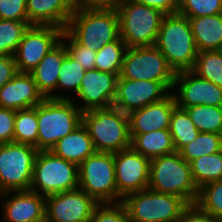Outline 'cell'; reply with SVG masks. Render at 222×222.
Masks as SVG:
<instances>
[{
  "label": "cell",
  "instance_id": "44",
  "mask_svg": "<svg viewBox=\"0 0 222 222\" xmlns=\"http://www.w3.org/2000/svg\"><path fill=\"white\" fill-rule=\"evenodd\" d=\"M138 3L148 7L156 8L165 15L178 13L180 0H135Z\"/></svg>",
  "mask_w": 222,
  "mask_h": 222
},
{
  "label": "cell",
  "instance_id": "1",
  "mask_svg": "<svg viewBox=\"0 0 222 222\" xmlns=\"http://www.w3.org/2000/svg\"><path fill=\"white\" fill-rule=\"evenodd\" d=\"M96 152L117 153L130 148L129 116L115 106L82 113Z\"/></svg>",
  "mask_w": 222,
  "mask_h": 222
},
{
  "label": "cell",
  "instance_id": "41",
  "mask_svg": "<svg viewBox=\"0 0 222 222\" xmlns=\"http://www.w3.org/2000/svg\"><path fill=\"white\" fill-rule=\"evenodd\" d=\"M177 222H218V220L202 211L196 204H189Z\"/></svg>",
  "mask_w": 222,
  "mask_h": 222
},
{
  "label": "cell",
  "instance_id": "29",
  "mask_svg": "<svg viewBox=\"0 0 222 222\" xmlns=\"http://www.w3.org/2000/svg\"><path fill=\"white\" fill-rule=\"evenodd\" d=\"M169 132L177 152L199 134L187 111L177 106L172 111Z\"/></svg>",
  "mask_w": 222,
  "mask_h": 222
},
{
  "label": "cell",
  "instance_id": "13",
  "mask_svg": "<svg viewBox=\"0 0 222 222\" xmlns=\"http://www.w3.org/2000/svg\"><path fill=\"white\" fill-rule=\"evenodd\" d=\"M99 203L77 188L45 197V217L49 222H89Z\"/></svg>",
  "mask_w": 222,
  "mask_h": 222
},
{
  "label": "cell",
  "instance_id": "17",
  "mask_svg": "<svg viewBox=\"0 0 222 222\" xmlns=\"http://www.w3.org/2000/svg\"><path fill=\"white\" fill-rule=\"evenodd\" d=\"M170 93L162 82L118 78L113 106L129 114L133 110L163 100Z\"/></svg>",
  "mask_w": 222,
  "mask_h": 222
},
{
  "label": "cell",
  "instance_id": "25",
  "mask_svg": "<svg viewBox=\"0 0 222 222\" xmlns=\"http://www.w3.org/2000/svg\"><path fill=\"white\" fill-rule=\"evenodd\" d=\"M130 137V147L149 160L176 152L169 129L130 134Z\"/></svg>",
  "mask_w": 222,
  "mask_h": 222
},
{
  "label": "cell",
  "instance_id": "33",
  "mask_svg": "<svg viewBox=\"0 0 222 222\" xmlns=\"http://www.w3.org/2000/svg\"><path fill=\"white\" fill-rule=\"evenodd\" d=\"M220 151H222V143L219 134L199 132L195 139L183 146L178 152L185 161L190 163L203 155Z\"/></svg>",
  "mask_w": 222,
  "mask_h": 222
},
{
  "label": "cell",
  "instance_id": "15",
  "mask_svg": "<svg viewBox=\"0 0 222 222\" xmlns=\"http://www.w3.org/2000/svg\"><path fill=\"white\" fill-rule=\"evenodd\" d=\"M171 93L182 109L196 105L222 107V88L191 70L176 72Z\"/></svg>",
  "mask_w": 222,
  "mask_h": 222
},
{
  "label": "cell",
  "instance_id": "27",
  "mask_svg": "<svg viewBox=\"0 0 222 222\" xmlns=\"http://www.w3.org/2000/svg\"><path fill=\"white\" fill-rule=\"evenodd\" d=\"M190 166L198 189L209 182L222 180V151L196 158Z\"/></svg>",
  "mask_w": 222,
  "mask_h": 222
},
{
  "label": "cell",
  "instance_id": "36",
  "mask_svg": "<svg viewBox=\"0 0 222 222\" xmlns=\"http://www.w3.org/2000/svg\"><path fill=\"white\" fill-rule=\"evenodd\" d=\"M178 14L188 18L222 14V0H180Z\"/></svg>",
  "mask_w": 222,
  "mask_h": 222
},
{
  "label": "cell",
  "instance_id": "31",
  "mask_svg": "<svg viewBox=\"0 0 222 222\" xmlns=\"http://www.w3.org/2000/svg\"><path fill=\"white\" fill-rule=\"evenodd\" d=\"M191 71L222 88V54L219 50L198 52Z\"/></svg>",
  "mask_w": 222,
  "mask_h": 222
},
{
  "label": "cell",
  "instance_id": "42",
  "mask_svg": "<svg viewBox=\"0 0 222 222\" xmlns=\"http://www.w3.org/2000/svg\"><path fill=\"white\" fill-rule=\"evenodd\" d=\"M18 73L13 55L0 56V88Z\"/></svg>",
  "mask_w": 222,
  "mask_h": 222
},
{
  "label": "cell",
  "instance_id": "23",
  "mask_svg": "<svg viewBox=\"0 0 222 222\" xmlns=\"http://www.w3.org/2000/svg\"><path fill=\"white\" fill-rule=\"evenodd\" d=\"M50 151L77 166L96 152L88 129L83 123L61 138Z\"/></svg>",
  "mask_w": 222,
  "mask_h": 222
},
{
  "label": "cell",
  "instance_id": "3",
  "mask_svg": "<svg viewBox=\"0 0 222 222\" xmlns=\"http://www.w3.org/2000/svg\"><path fill=\"white\" fill-rule=\"evenodd\" d=\"M148 188L181 197L188 205L195 204L199 193L192 178L190 163L177 151L150 160Z\"/></svg>",
  "mask_w": 222,
  "mask_h": 222
},
{
  "label": "cell",
  "instance_id": "46",
  "mask_svg": "<svg viewBox=\"0 0 222 222\" xmlns=\"http://www.w3.org/2000/svg\"><path fill=\"white\" fill-rule=\"evenodd\" d=\"M220 139H221V143H222V129H221V132H220Z\"/></svg>",
  "mask_w": 222,
  "mask_h": 222
},
{
  "label": "cell",
  "instance_id": "14",
  "mask_svg": "<svg viewBox=\"0 0 222 222\" xmlns=\"http://www.w3.org/2000/svg\"><path fill=\"white\" fill-rule=\"evenodd\" d=\"M118 78L98 69L86 70L78 93L71 100L82 112L113 106Z\"/></svg>",
  "mask_w": 222,
  "mask_h": 222
},
{
  "label": "cell",
  "instance_id": "39",
  "mask_svg": "<svg viewBox=\"0 0 222 222\" xmlns=\"http://www.w3.org/2000/svg\"><path fill=\"white\" fill-rule=\"evenodd\" d=\"M0 19L29 22L27 0H0Z\"/></svg>",
  "mask_w": 222,
  "mask_h": 222
},
{
  "label": "cell",
  "instance_id": "30",
  "mask_svg": "<svg viewBox=\"0 0 222 222\" xmlns=\"http://www.w3.org/2000/svg\"><path fill=\"white\" fill-rule=\"evenodd\" d=\"M185 110L199 132L220 134L222 129V107L196 105Z\"/></svg>",
  "mask_w": 222,
  "mask_h": 222
},
{
  "label": "cell",
  "instance_id": "5",
  "mask_svg": "<svg viewBox=\"0 0 222 222\" xmlns=\"http://www.w3.org/2000/svg\"><path fill=\"white\" fill-rule=\"evenodd\" d=\"M66 30L81 44L97 52L120 37L116 10L76 7Z\"/></svg>",
  "mask_w": 222,
  "mask_h": 222
},
{
  "label": "cell",
  "instance_id": "18",
  "mask_svg": "<svg viewBox=\"0 0 222 222\" xmlns=\"http://www.w3.org/2000/svg\"><path fill=\"white\" fill-rule=\"evenodd\" d=\"M1 222H34L45 216V197L27 191L0 193Z\"/></svg>",
  "mask_w": 222,
  "mask_h": 222
},
{
  "label": "cell",
  "instance_id": "38",
  "mask_svg": "<svg viewBox=\"0 0 222 222\" xmlns=\"http://www.w3.org/2000/svg\"><path fill=\"white\" fill-rule=\"evenodd\" d=\"M89 222H129L126 208L122 202L99 203Z\"/></svg>",
  "mask_w": 222,
  "mask_h": 222
},
{
  "label": "cell",
  "instance_id": "37",
  "mask_svg": "<svg viewBox=\"0 0 222 222\" xmlns=\"http://www.w3.org/2000/svg\"><path fill=\"white\" fill-rule=\"evenodd\" d=\"M61 41L65 44L67 53L85 70L95 69V51L81 45L66 29L63 30Z\"/></svg>",
  "mask_w": 222,
  "mask_h": 222
},
{
  "label": "cell",
  "instance_id": "21",
  "mask_svg": "<svg viewBox=\"0 0 222 222\" xmlns=\"http://www.w3.org/2000/svg\"><path fill=\"white\" fill-rule=\"evenodd\" d=\"M76 8V0H27L31 25H51L66 29Z\"/></svg>",
  "mask_w": 222,
  "mask_h": 222
},
{
  "label": "cell",
  "instance_id": "12",
  "mask_svg": "<svg viewBox=\"0 0 222 222\" xmlns=\"http://www.w3.org/2000/svg\"><path fill=\"white\" fill-rule=\"evenodd\" d=\"M63 30L51 25H30L14 54L18 72L30 73L61 41Z\"/></svg>",
  "mask_w": 222,
  "mask_h": 222
},
{
  "label": "cell",
  "instance_id": "9",
  "mask_svg": "<svg viewBox=\"0 0 222 222\" xmlns=\"http://www.w3.org/2000/svg\"><path fill=\"white\" fill-rule=\"evenodd\" d=\"M79 188L98 203L122 202L115 179L113 153L95 152L78 166Z\"/></svg>",
  "mask_w": 222,
  "mask_h": 222
},
{
  "label": "cell",
  "instance_id": "32",
  "mask_svg": "<svg viewBox=\"0 0 222 222\" xmlns=\"http://www.w3.org/2000/svg\"><path fill=\"white\" fill-rule=\"evenodd\" d=\"M126 44L119 37L96 52L95 69L120 75Z\"/></svg>",
  "mask_w": 222,
  "mask_h": 222
},
{
  "label": "cell",
  "instance_id": "20",
  "mask_svg": "<svg viewBox=\"0 0 222 222\" xmlns=\"http://www.w3.org/2000/svg\"><path fill=\"white\" fill-rule=\"evenodd\" d=\"M172 93L163 100L131 111L129 116L130 134H144L169 129L172 111L176 107Z\"/></svg>",
  "mask_w": 222,
  "mask_h": 222
},
{
  "label": "cell",
  "instance_id": "19",
  "mask_svg": "<svg viewBox=\"0 0 222 222\" xmlns=\"http://www.w3.org/2000/svg\"><path fill=\"white\" fill-rule=\"evenodd\" d=\"M45 97L30 73H17L0 88V107L21 110L35 107Z\"/></svg>",
  "mask_w": 222,
  "mask_h": 222
},
{
  "label": "cell",
  "instance_id": "22",
  "mask_svg": "<svg viewBox=\"0 0 222 222\" xmlns=\"http://www.w3.org/2000/svg\"><path fill=\"white\" fill-rule=\"evenodd\" d=\"M66 53V46L60 41L30 72L34 82L37 84L38 90L45 98L56 99V85L59 77L58 73Z\"/></svg>",
  "mask_w": 222,
  "mask_h": 222
},
{
  "label": "cell",
  "instance_id": "40",
  "mask_svg": "<svg viewBox=\"0 0 222 222\" xmlns=\"http://www.w3.org/2000/svg\"><path fill=\"white\" fill-rule=\"evenodd\" d=\"M16 110L0 107V144L13 142Z\"/></svg>",
  "mask_w": 222,
  "mask_h": 222
},
{
  "label": "cell",
  "instance_id": "24",
  "mask_svg": "<svg viewBox=\"0 0 222 222\" xmlns=\"http://www.w3.org/2000/svg\"><path fill=\"white\" fill-rule=\"evenodd\" d=\"M188 19L198 52L222 47V14Z\"/></svg>",
  "mask_w": 222,
  "mask_h": 222
},
{
  "label": "cell",
  "instance_id": "43",
  "mask_svg": "<svg viewBox=\"0 0 222 222\" xmlns=\"http://www.w3.org/2000/svg\"><path fill=\"white\" fill-rule=\"evenodd\" d=\"M125 0H76V7L84 9L117 10Z\"/></svg>",
  "mask_w": 222,
  "mask_h": 222
},
{
  "label": "cell",
  "instance_id": "28",
  "mask_svg": "<svg viewBox=\"0 0 222 222\" xmlns=\"http://www.w3.org/2000/svg\"><path fill=\"white\" fill-rule=\"evenodd\" d=\"M37 138V105L28 109L17 110L14 119L13 142L27 144L37 148Z\"/></svg>",
  "mask_w": 222,
  "mask_h": 222
},
{
  "label": "cell",
  "instance_id": "11",
  "mask_svg": "<svg viewBox=\"0 0 222 222\" xmlns=\"http://www.w3.org/2000/svg\"><path fill=\"white\" fill-rule=\"evenodd\" d=\"M37 152L27 144H0V193L30 190Z\"/></svg>",
  "mask_w": 222,
  "mask_h": 222
},
{
  "label": "cell",
  "instance_id": "10",
  "mask_svg": "<svg viewBox=\"0 0 222 222\" xmlns=\"http://www.w3.org/2000/svg\"><path fill=\"white\" fill-rule=\"evenodd\" d=\"M176 72L155 46L126 48L119 78L162 82L172 91Z\"/></svg>",
  "mask_w": 222,
  "mask_h": 222
},
{
  "label": "cell",
  "instance_id": "16",
  "mask_svg": "<svg viewBox=\"0 0 222 222\" xmlns=\"http://www.w3.org/2000/svg\"><path fill=\"white\" fill-rule=\"evenodd\" d=\"M114 160L117 191L122 198L148 188L150 178L148 158L130 147L114 153Z\"/></svg>",
  "mask_w": 222,
  "mask_h": 222
},
{
  "label": "cell",
  "instance_id": "34",
  "mask_svg": "<svg viewBox=\"0 0 222 222\" xmlns=\"http://www.w3.org/2000/svg\"><path fill=\"white\" fill-rule=\"evenodd\" d=\"M29 22L0 19V56L15 54Z\"/></svg>",
  "mask_w": 222,
  "mask_h": 222
},
{
  "label": "cell",
  "instance_id": "35",
  "mask_svg": "<svg viewBox=\"0 0 222 222\" xmlns=\"http://www.w3.org/2000/svg\"><path fill=\"white\" fill-rule=\"evenodd\" d=\"M195 204L218 221L222 220V180L209 182L199 188Z\"/></svg>",
  "mask_w": 222,
  "mask_h": 222
},
{
  "label": "cell",
  "instance_id": "4",
  "mask_svg": "<svg viewBox=\"0 0 222 222\" xmlns=\"http://www.w3.org/2000/svg\"><path fill=\"white\" fill-rule=\"evenodd\" d=\"M82 113L72 100L45 98L37 105V150L50 151L82 123Z\"/></svg>",
  "mask_w": 222,
  "mask_h": 222
},
{
  "label": "cell",
  "instance_id": "26",
  "mask_svg": "<svg viewBox=\"0 0 222 222\" xmlns=\"http://www.w3.org/2000/svg\"><path fill=\"white\" fill-rule=\"evenodd\" d=\"M85 71L86 70L77 63L74 58L66 53L58 73L59 77L56 85V99L71 100L78 93Z\"/></svg>",
  "mask_w": 222,
  "mask_h": 222
},
{
  "label": "cell",
  "instance_id": "45",
  "mask_svg": "<svg viewBox=\"0 0 222 222\" xmlns=\"http://www.w3.org/2000/svg\"><path fill=\"white\" fill-rule=\"evenodd\" d=\"M34 222H49V220L44 216L42 219L34 221Z\"/></svg>",
  "mask_w": 222,
  "mask_h": 222
},
{
  "label": "cell",
  "instance_id": "6",
  "mask_svg": "<svg viewBox=\"0 0 222 222\" xmlns=\"http://www.w3.org/2000/svg\"><path fill=\"white\" fill-rule=\"evenodd\" d=\"M119 17L120 38L126 47L153 46L165 14L135 0H125L116 10Z\"/></svg>",
  "mask_w": 222,
  "mask_h": 222
},
{
  "label": "cell",
  "instance_id": "2",
  "mask_svg": "<svg viewBox=\"0 0 222 222\" xmlns=\"http://www.w3.org/2000/svg\"><path fill=\"white\" fill-rule=\"evenodd\" d=\"M155 46L175 72L191 70L198 55L190 21L178 13L164 16Z\"/></svg>",
  "mask_w": 222,
  "mask_h": 222
},
{
  "label": "cell",
  "instance_id": "8",
  "mask_svg": "<svg viewBox=\"0 0 222 222\" xmlns=\"http://www.w3.org/2000/svg\"><path fill=\"white\" fill-rule=\"evenodd\" d=\"M79 188L78 166L53 154L38 151L30 191L44 197Z\"/></svg>",
  "mask_w": 222,
  "mask_h": 222
},
{
  "label": "cell",
  "instance_id": "7",
  "mask_svg": "<svg viewBox=\"0 0 222 222\" xmlns=\"http://www.w3.org/2000/svg\"><path fill=\"white\" fill-rule=\"evenodd\" d=\"M122 203L129 222H177L188 206L181 197L150 188L126 195Z\"/></svg>",
  "mask_w": 222,
  "mask_h": 222
}]
</instances>
